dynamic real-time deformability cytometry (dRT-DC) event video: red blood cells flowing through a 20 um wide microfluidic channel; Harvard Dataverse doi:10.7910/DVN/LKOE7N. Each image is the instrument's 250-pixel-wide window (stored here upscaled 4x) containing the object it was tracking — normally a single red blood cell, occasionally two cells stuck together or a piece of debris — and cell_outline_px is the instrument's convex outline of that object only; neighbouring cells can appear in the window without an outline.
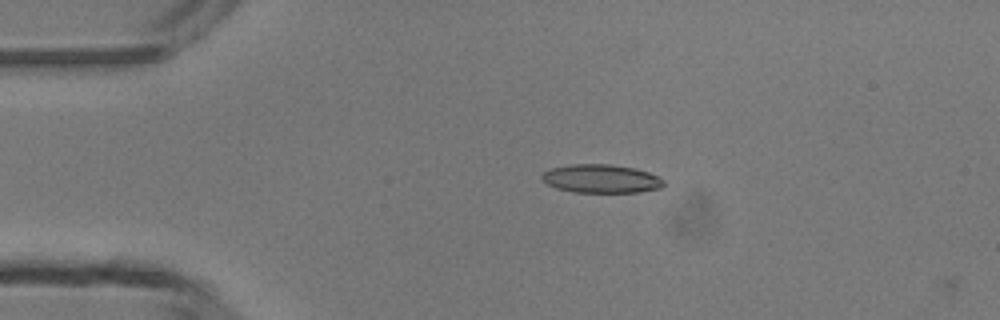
{"species": "common noctule bat (a hibernating species)", "species_latin": "Nyctalus noctula", "temperature_condition": "room temperature", "stored_images_in_passage": 4, "camera_frame_rate_fps": 3000, "um_per_image_px": 0.085, "animal": {"sex": "male", "body_mass_g": 13.3}, "frame": {"image": 1, "passage_image": 3, "time_ms": 2.333, "image_size_px": [1000, 320], "cell_outline_px": [[664, 184], [660, 188], [640, 192], [572, 192], [556, 188], [548, 184], [540, 176], [544, 172], [552, 168], [572, 164], [612, 164], [636, 168], [648, 172], [664, 180]], "centroid_in_image_um": [51.11, 15.19], "position_along_channel_um": 33.9, "area_um2": 20.17}}
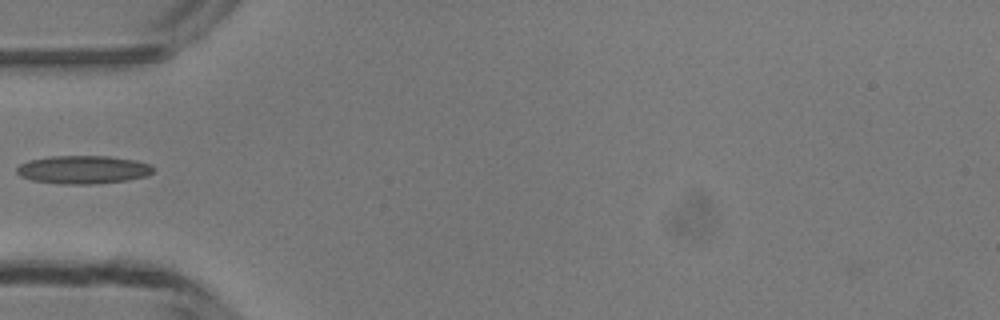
{"frame": {"image": 2, "passage_image": 4, "time_ms": 4.333, "image_size_px": [1000, 320], "cell_outline_px": [[152, 172], [148, 176], [128, 180], [92, 184], [60, 184], [32, 180], [20, 176], [16, 172], [16, 168], [20, 164], [28, 160], [52, 156], [108, 156], [136, 160], [152, 164]], "centroid_in_image_um": [7.07, 14.42], "position_along_channel_um": 77.9, "area_um2": 22.54}}